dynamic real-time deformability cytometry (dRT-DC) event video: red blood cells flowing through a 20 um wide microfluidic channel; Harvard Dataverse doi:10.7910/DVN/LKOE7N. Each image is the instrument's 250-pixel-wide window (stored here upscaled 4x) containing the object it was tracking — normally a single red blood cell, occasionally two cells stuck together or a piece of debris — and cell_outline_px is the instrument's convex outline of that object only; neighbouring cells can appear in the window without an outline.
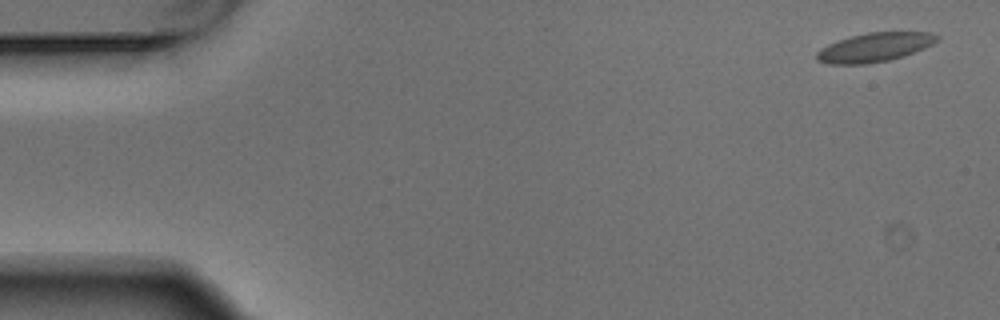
{"species": "Egyptian fruit bat (a non-hibernating species)", "species_latin": "Rousettus aegyptiacus", "temperature_condition": "warm", "stored_images_in_passage": 6, "camera_frame_rate_fps": 3000, "um_per_image_px": 0.085, "animal": {"sex": "male"}, "frame": {"image": 1, "passage_image": 1, "time_ms": 0.0, "image_size_px": [1000, 320], "cell_outline_px": [[940, 40], [924, 48], [904, 56], [888, 60], [864, 64], [828, 64], [816, 60], [816, 52], [820, 48], [828, 44], [852, 36], [868, 32], [932, 32], [940, 36]], "centroid_in_image_um": [74.36, 4.02], "position_along_channel_um": 10.6, "area_um2": 20.35}}
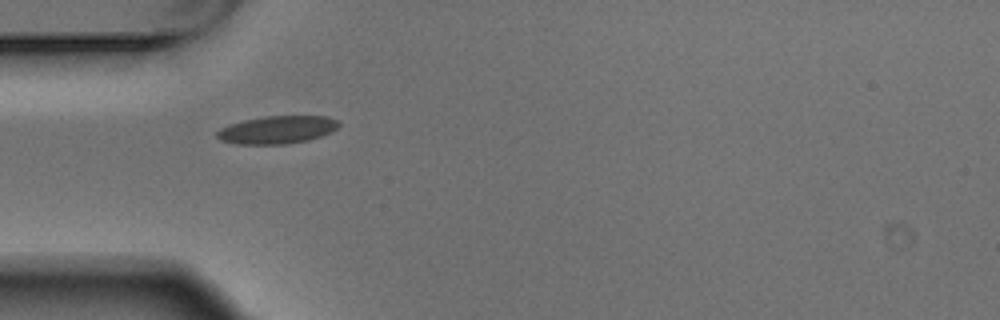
{"frame": {"image": 2, "passage_image": 5, "time_ms": 1.333, "image_size_px": [1000, 320], "cell_outline_px": [[340, 124], [336, 128], [320, 136], [308, 140], [284, 144], [236, 144], [220, 140], [216, 136], [216, 132], [220, 128], [228, 124], [244, 120], [264, 116], [324, 116], [336, 120]], "centroid_in_image_um": [23.49, 11.03], "position_along_channel_um": 61.5, "area_um2": 19.59}}
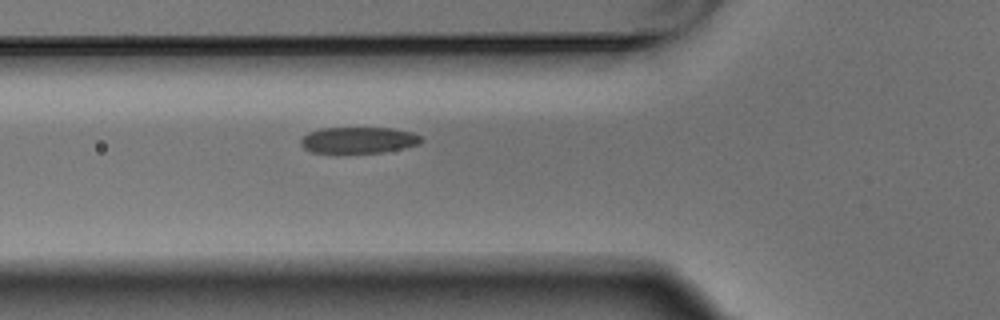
{"frame": {"image": 3, "passage_image": 6, "time_ms": 1.667, "image_size_px": [1000, 320], "cell_outline_px": [[424, 140], [420, 144], [404, 148], [384, 152], [312, 152], [304, 148], [300, 144], [300, 140], [308, 132], [320, 128], [392, 128], [412, 132], [420, 136]], "centroid_in_image_um": [30.5, 11.9], "position_along_channel_um": 95.3, "area_um2": 18.38}}